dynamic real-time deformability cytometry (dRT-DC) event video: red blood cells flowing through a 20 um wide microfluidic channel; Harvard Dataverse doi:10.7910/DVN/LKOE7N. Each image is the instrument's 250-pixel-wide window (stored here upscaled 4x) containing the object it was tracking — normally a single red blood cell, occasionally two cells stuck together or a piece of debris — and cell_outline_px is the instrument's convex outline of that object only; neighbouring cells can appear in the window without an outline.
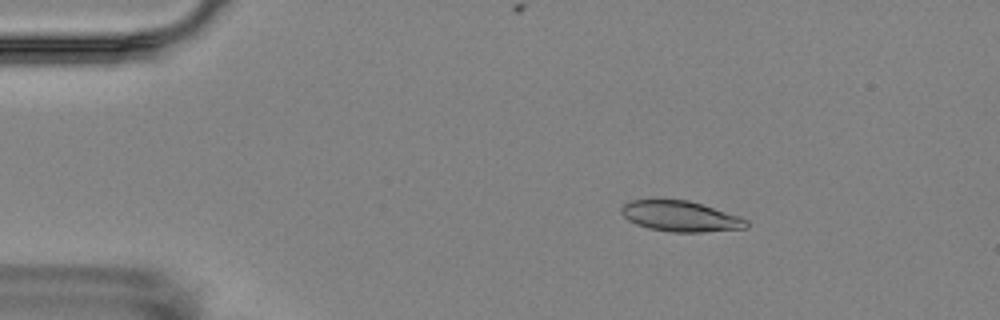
{"species": "Egyptian fruit bat (a non-hibernating species)", "species_latin": "Rousettus aegyptiacus", "temperature_condition": "room temperature", "stored_images_in_passage": 3, "camera_frame_rate_fps": 3000, "um_per_image_px": 0.085, "animal": {"sex": "female"}, "frame": {"image": 1, "passage_image": 1, "time_ms": 0.0, "image_size_px": [1000, 320], "cell_outline_px": [[748, 228], [704, 232], [672, 232], [648, 228], [636, 224], [628, 220], [620, 212], [620, 208], [624, 204], [632, 200], [688, 200], [740, 216], [748, 220]], "centroid_in_image_um": [57.85, 18.39], "position_along_channel_um": 27.1, "area_um2": 22.25}}